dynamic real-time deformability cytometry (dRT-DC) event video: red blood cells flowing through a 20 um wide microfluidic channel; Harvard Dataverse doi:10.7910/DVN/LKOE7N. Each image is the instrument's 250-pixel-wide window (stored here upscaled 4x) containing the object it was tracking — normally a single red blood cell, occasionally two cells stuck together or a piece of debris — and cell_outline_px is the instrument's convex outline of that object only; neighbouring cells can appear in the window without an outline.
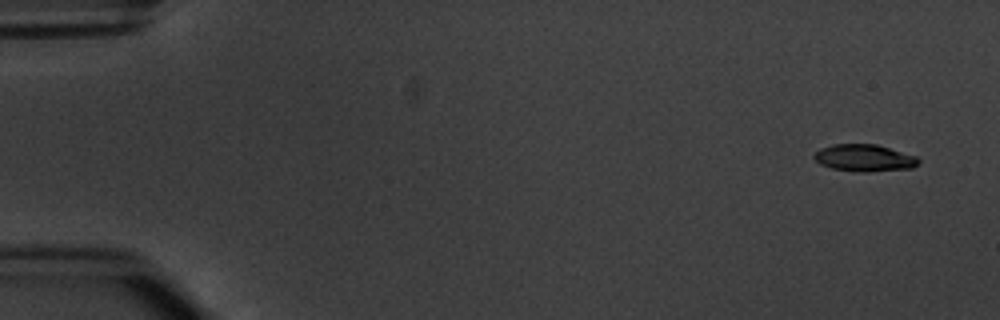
{"species": "common noctule bat (a hibernating species)", "species_latin": "Nyctalus noctula", "temperature_condition": "warm", "stored_images_in_passage": 4, "camera_frame_rate_fps": 3000, "um_per_image_px": 0.085, "animal": {"sex": "male", "body_mass_g": 20.1, "forearm_length_mm": 53.5}, "frame": {"image": 1, "passage_image": 1, "time_ms": 0.0, "image_size_px": [1000, 320], "cell_outline_px": [[920, 160], [912, 168], [868, 172], [864, 172], [832, 168], [820, 164], [812, 156], [820, 148], [832, 144], [876, 144], [916, 156]], "centroid_in_image_um": [73.45, 13.42], "position_along_channel_um": 11.5, "area_um2": 16.3}}
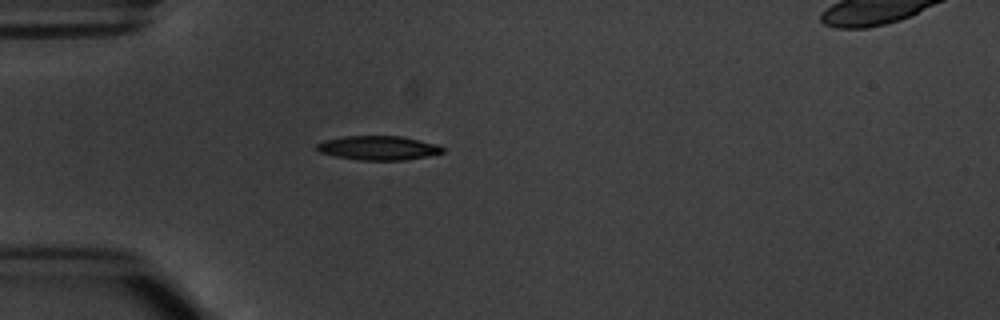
{"frame": {"image": 2, "passage_image": 4, "time_ms": 4.333, "image_size_px": [1000, 320], "cell_outline_px": [[444, 152], [428, 156], [404, 160], [360, 160], [336, 156], [320, 152], [316, 148], [316, 144], [324, 140], [344, 136], [400, 136], [420, 140], [436, 144], [444, 148]], "centroid_in_image_um": [32.16, 12.57], "position_along_channel_um": 52.8, "area_um2": 17.63}}